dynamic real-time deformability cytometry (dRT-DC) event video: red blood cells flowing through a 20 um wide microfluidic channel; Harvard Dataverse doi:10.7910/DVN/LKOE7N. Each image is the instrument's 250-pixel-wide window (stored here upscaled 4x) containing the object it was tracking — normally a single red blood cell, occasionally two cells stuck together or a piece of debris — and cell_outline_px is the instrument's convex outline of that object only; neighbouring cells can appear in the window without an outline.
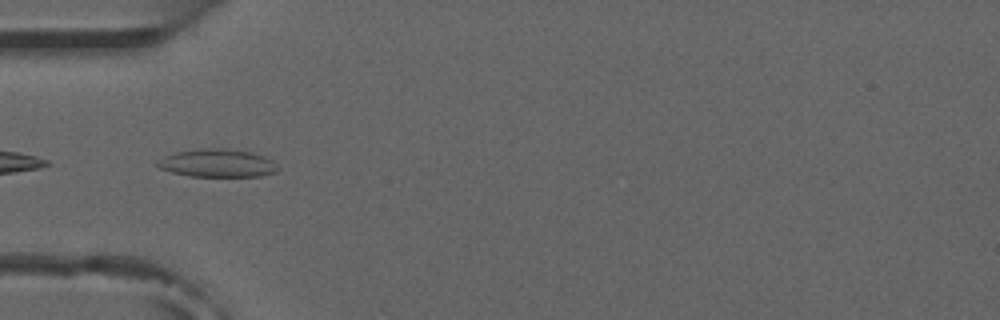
{"species": "common noctule bat (a hibernating species)", "species_latin": "Nyctalus noctula", "temperature_condition": "room temperature", "stored_images_in_passage": 6, "camera_frame_rate_fps": 3000, "um_per_image_px": 0.085, "animal": {"sex": "male", "forearm_length_mm": 52.5}, "frame": {"image": 1, "passage_image": 5, "time_ms": 4.667, "image_size_px": [1000, 320], "cell_outline_px": [[280, 168], [276, 172], [260, 176], [188, 176], [172, 172], [160, 168], [156, 164], [156, 160], [164, 156], [176, 152], [208, 148], [224, 148], [252, 152], [264, 156], [272, 160]], "centroid_in_image_um": [18.49, 13.87], "position_along_channel_um": 66.5, "area_um2": 19.65}}
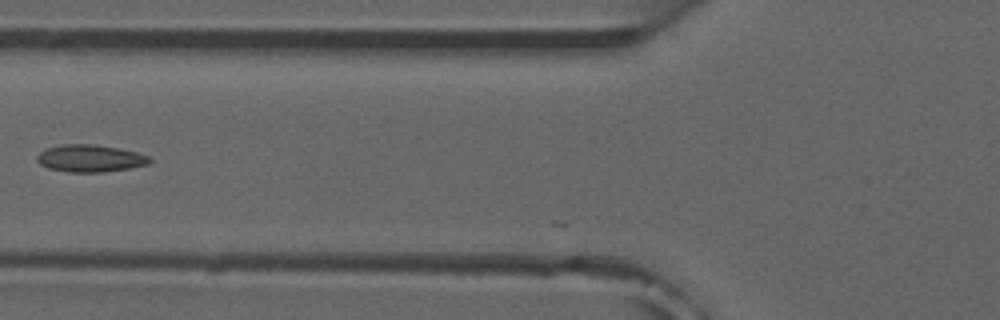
{"frame": {"image": 2, "passage_image": 6, "time_ms": 6.0, "image_size_px": [1000, 320], "cell_outline_px": [[152, 160], [148, 164], [128, 168], [100, 172], [68, 172], [48, 168], [40, 164], [36, 160], [36, 156], [40, 152], [48, 148], [64, 144], [92, 144], [120, 148], [136, 152], [148, 156]], "centroid_in_image_um": [7.64, 13.46], "position_along_channel_um": 118.2, "area_um2": 17.74}}